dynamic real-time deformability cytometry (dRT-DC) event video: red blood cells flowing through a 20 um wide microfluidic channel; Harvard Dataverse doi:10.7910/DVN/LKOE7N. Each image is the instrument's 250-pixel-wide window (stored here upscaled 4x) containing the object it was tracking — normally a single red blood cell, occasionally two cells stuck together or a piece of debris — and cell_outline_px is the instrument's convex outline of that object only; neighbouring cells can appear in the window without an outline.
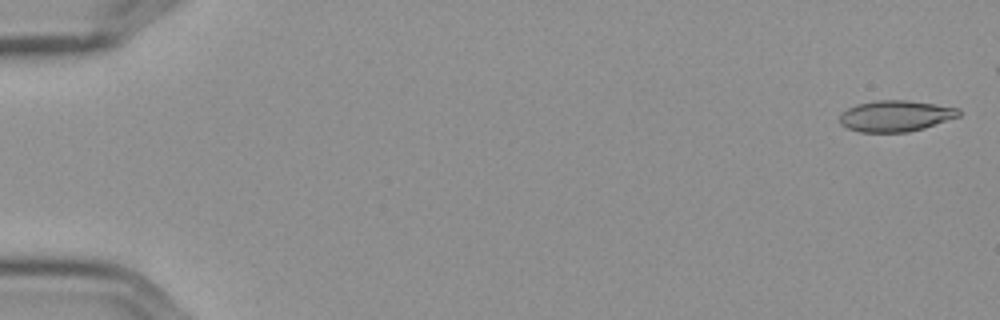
{"species": "Egyptian fruit bat (a non-hibernating species)", "species_latin": "Rousettus aegyptiacus", "temperature_condition": "cold", "stored_images_in_passage": 6, "camera_frame_rate_fps": 3000, "um_per_image_px": 0.085, "frame": {"image": 1, "passage_image": 1, "time_ms": 0.0, "image_size_px": [1000, 320], "cell_outline_px": [[960, 116], [924, 128], [908, 132], [860, 132], [848, 128], [840, 124], [840, 116], [848, 108], [856, 104], [876, 100], [904, 100], [936, 104], [960, 108]], "centroid_in_image_um": [76.14, 9.85], "position_along_channel_um": 8.9, "area_um2": 21.56}}